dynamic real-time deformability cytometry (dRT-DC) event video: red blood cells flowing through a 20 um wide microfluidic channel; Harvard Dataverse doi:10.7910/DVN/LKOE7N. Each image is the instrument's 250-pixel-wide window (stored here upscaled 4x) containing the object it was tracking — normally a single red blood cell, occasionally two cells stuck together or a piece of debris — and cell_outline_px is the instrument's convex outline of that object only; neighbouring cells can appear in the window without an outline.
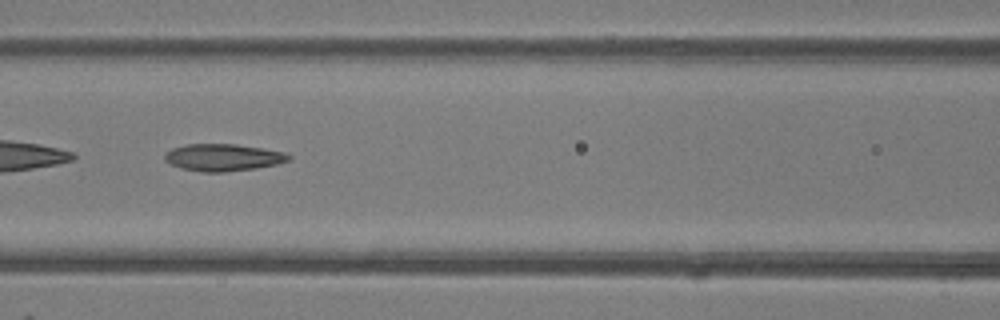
{"species": "common noctule bat (a hibernating species)", "species_latin": "Nyctalus noctula", "temperature_condition": "room temperature", "stored_images_in_passage": 49, "camera_frame_rate_fps": 3000, "um_per_image_px": 0.085, "animal": {"sex": "female"}, "frame": {"image": 1, "passage_image": 22, "time_ms": 7.0, "image_size_px": [1000, 320], "cell_outline_px": [[292, 160], [276, 164], [256, 168], [224, 172], [200, 172], [180, 168], [168, 164], [164, 160], [164, 156], [172, 148], [184, 144], [236, 144], [284, 152], [292, 156]], "centroid_in_image_um": [18.94, 13.39], "position_along_channel_um": 147.7, "area_um2": 19.71}}
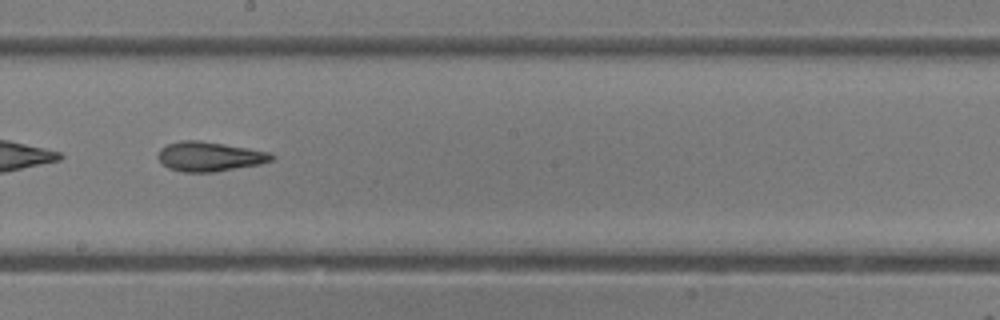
{"frame": {"image": 2, "passage_image": 28, "time_ms": 9.0, "image_size_px": [1000, 320], "cell_outline_px": [[276, 156], [272, 160], [260, 164], [216, 172], [184, 172], [168, 168], [156, 156], [160, 148], [168, 144], [180, 140], [200, 140], [248, 148], [268, 152]], "centroid_in_image_um": [17.8, 13.3], "position_along_channel_um": 230.4, "area_um2": 19.59}, "authors_computed_cell_mechanics": {"area_um2": 20.4034, "velocity_mm_per_s": 4.1456, "shape_relaxation_time_tau1_ms": 8.9689, "shape_relaxation_time_tau2_ms": 4.0935, "deformation_change_tau1": 0.2022, "deformation_change_tau2": 0.1499}}